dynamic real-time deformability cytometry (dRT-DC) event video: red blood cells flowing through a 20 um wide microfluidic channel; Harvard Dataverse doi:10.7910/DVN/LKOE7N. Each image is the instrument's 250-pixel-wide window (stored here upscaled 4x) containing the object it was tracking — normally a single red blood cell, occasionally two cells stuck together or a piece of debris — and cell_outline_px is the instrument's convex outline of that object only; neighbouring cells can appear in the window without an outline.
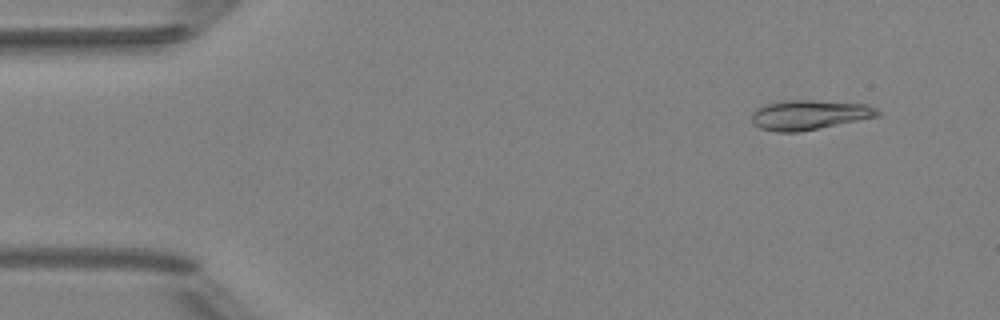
{"species": "Egyptian fruit bat (a non-hibernating species)", "species_latin": "Rousettus aegyptiacus", "temperature_condition": "room temperature", "stored_images_in_passage": 52, "camera_frame_rate_fps": 3000, "um_per_image_px": 0.085, "animal": {"sex": "female"}, "frame": {"image": 1, "passage_image": 5, "time_ms": 1.333, "image_size_px": [1000, 320], "cell_outline_px": [[880, 112], [876, 116], [800, 132], [776, 132], [760, 128], [752, 124], [752, 112], [756, 108], [764, 104], [784, 100], [812, 100], [868, 104], [876, 108]], "centroid_in_image_um": [68.71, 9.75], "position_along_channel_um": 16.3, "area_um2": 21.73}}
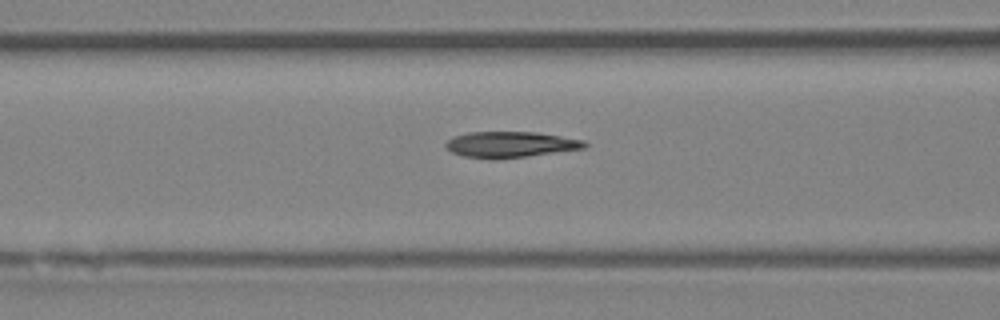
{"frame": {"image": 2, "passage_image": 21, "time_ms": 6.667, "image_size_px": [1000, 320], "cell_outline_px": [[588, 144], [584, 148], [528, 156], [492, 160], [464, 156], [452, 152], [444, 144], [452, 136], [468, 132], [536, 132], [584, 140]], "centroid_in_image_um": [43.35, 12.28], "position_along_channel_um": 123.2, "area_um2": 20.98}}
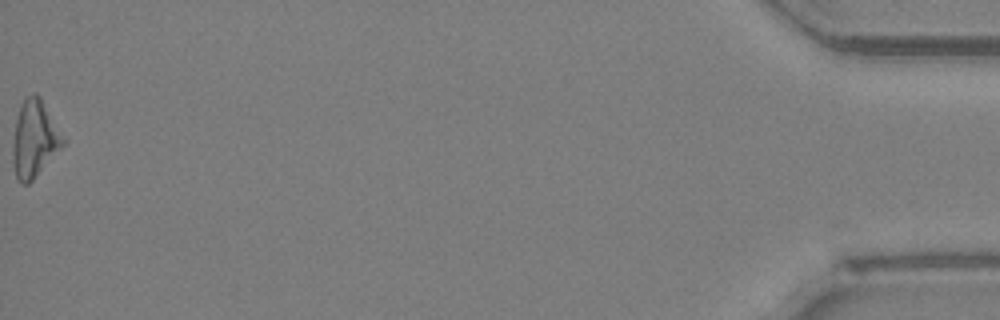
{"frame": {"image": 3, "passage_image": 52, "time_ms": 17.0, "image_size_px": [1000, 320], "cell_outline_px": [[64, 144], [32, 180], [28, 184], [20, 184], [16, 176], [12, 160], [12, 144], [16, 120], [20, 108], [24, 100], [32, 92], [36, 92], [40, 96], [64, 140]], "centroid_in_image_um": [2.89, 11.82], "position_along_channel_um": 432.3, "area_um2": 21.91}, "authors_computed_cell_mechanics": {"area_um2": 21.2704, "velocity_mm_per_s": 4.0085, "shape_relaxation_time_tau1_ms": 5.2418, "shape_relaxation_time_tau2_ms": 10.2197, "deformation_change_tau1": 0.168, "deformation_change_tau2": 0.2371}}